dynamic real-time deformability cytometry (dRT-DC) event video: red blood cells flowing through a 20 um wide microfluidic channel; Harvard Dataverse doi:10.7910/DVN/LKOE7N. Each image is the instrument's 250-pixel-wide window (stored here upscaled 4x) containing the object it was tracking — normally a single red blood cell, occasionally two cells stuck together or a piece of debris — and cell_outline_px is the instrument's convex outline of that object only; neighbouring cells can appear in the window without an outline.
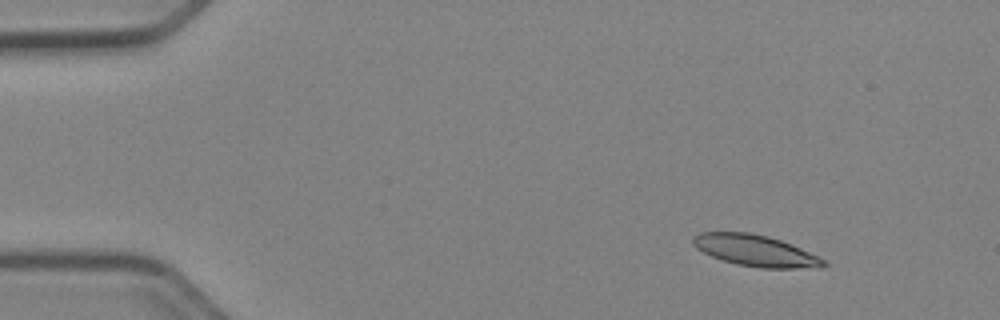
{"species": "Egyptian fruit bat (a non-hibernating species)", "species_latin": "Rousettus aegyptiacus", "temperature_condition": "cold", "stored_images_in_passage": 46, "camera_frame_rate_fps": 3000, "um_per_image_px": 0.085, "animal": {"sex": "female"}, "frame": {"image": 1, "passage_image": 1, "time_ms": 0.0, "image_size_px": [1000, 320], "cell_outline_px": [[828, 264], [820, 268], [760, 268], [736, 264], [712, 256], [696, 248], [692, 244], [692, 236], [700, 232], [748, 232], [768, 236], [792, 244], [820, 256]], "centroid_in_image_um": [64.24, 21.3], "position_along_channel_um": 20.8, "area_um2": 23.99}}
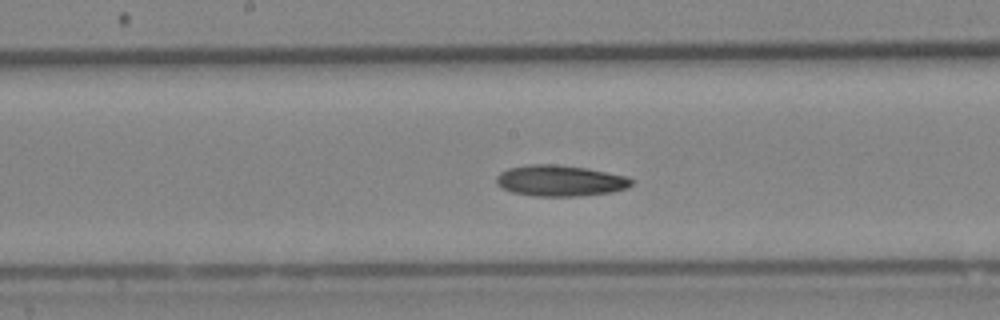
{"frame": {"image": 2, "passage_image": 22, "time_ms": 7.0, "image_size_px": [1000, 320], "cell_outline_px": [[632, 184], [628, 188], [612, 192], [580, 196], [532, 196], [512, 192], [496, 184], [496, 176], [500, 172], [508, 168], [528, 164], [552, 164], [584, 168], [628, 176], [632, 180]], "centroid_in_image_um": [47.6, 15.36], "position_along_channel_um": 200.6, "area_um2": 24.45}}
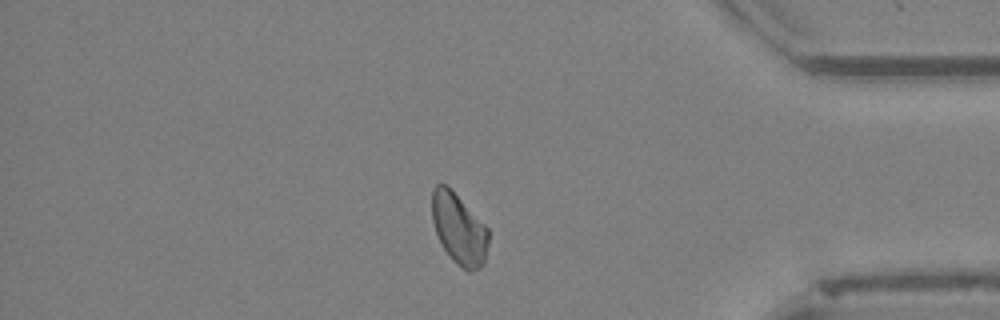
{"frame": {"image": 3, "passage_image": 39, "time_ms": 12.667, "image_size_px": [1000, 320], "cell_outline_px": [[488, 244], [484, 264], [480, 268], [472, 272], [468, 272], [452, 260], [444, 248], [436, 232], [432, 220], [432, 188], [436, 184], [444, 184], [488, 228]], "centroid_in_image_um": [39.01, 19.51], "position_along_channel_um": 396.2, "area_um2": 22.83}, "authors_computed_cell_mechanics": {"area_um2": 23.7269, "velocity_mm_per_s": 3.9228, "shape_relaxation_time_tau1_ms": 9.5832, "shape_relaxation_time_tau2_ms": null, "deformation_change_tau1": 0.162, "deformation_change_tau2": null}}